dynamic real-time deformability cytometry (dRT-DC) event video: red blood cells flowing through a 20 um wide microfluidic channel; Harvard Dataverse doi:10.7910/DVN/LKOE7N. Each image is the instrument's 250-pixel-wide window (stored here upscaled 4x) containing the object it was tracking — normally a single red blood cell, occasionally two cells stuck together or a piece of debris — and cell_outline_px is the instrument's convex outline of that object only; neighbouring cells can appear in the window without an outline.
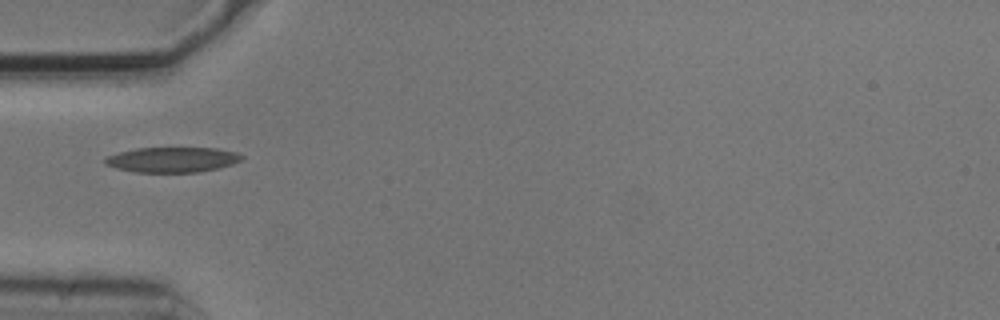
{"species": "common noctule bat (a hibernating species)", "species_latin": "Nyctalus noctula", "temperature_condition": "cold", "stored_images_in_passage": 4, "camera_frame_rate_fps": 3000, "um_per_image_px": 0.085, "animal": {"sex": "male", "body_mass_g": 20.5, "forearm_length_mm": 52.5}, "frame": {"image": 1, "passage_image": 1, "time_ms": 0.0, "image_size_px": [1000, 320], "cell_outline_px": [[244, 156], [240, 160], [232, 164], [216, 168], [196, 172], [136, 172], [116, 168], [104, 164], [104, 160], [108, 156], [120, 152], [136, 148], [216, 148], [236, 152]], "centroid_in_image_um": [14.63, 13.57], "position_along_channel_um": 70.4, "area_um2": 19.83}}
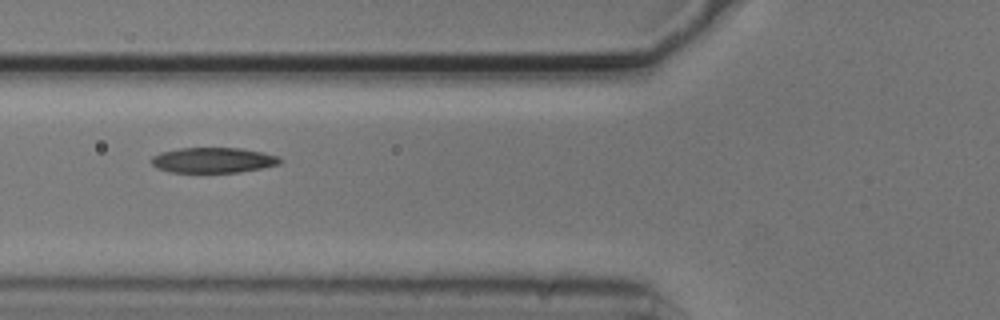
{"frame": {"image": 2, "passage_image": 2, "time_ms": 0.333, "image_size_px": [1000, 320], "cell_outline_px": [[284, 160], [280, 164], [240, 172], [172, 172], [156, 168], [148, 160], [152, 156], [160, 152], [180, 148], [240, 148], [264, 152], [280, 156]], "centroid_in_image_um": [18.12, 13.61], "position_along_channel_um": 107.7, "area_um2": 19.19}}
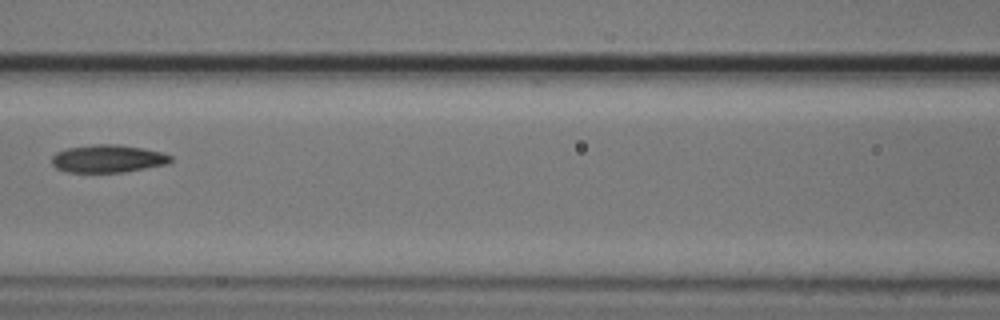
{"frame": {"image": 3, "passage_image": 3, "time_ms": 0.667, "image_size_px": [1000, 320], "cell_outline_px": [[172, 160], [168, 164], [124, 172], [68, 172], [56, 168], [52, 164], [52, 156], [56, 152], [68, 148], [96, 144], [116, 144], [140, 148], [160, 152], [172, 156]], "centroid_in_image_um": [9.16, 13.49], "position_along_channel_um": 157.4, "area_um2": 19.07}}